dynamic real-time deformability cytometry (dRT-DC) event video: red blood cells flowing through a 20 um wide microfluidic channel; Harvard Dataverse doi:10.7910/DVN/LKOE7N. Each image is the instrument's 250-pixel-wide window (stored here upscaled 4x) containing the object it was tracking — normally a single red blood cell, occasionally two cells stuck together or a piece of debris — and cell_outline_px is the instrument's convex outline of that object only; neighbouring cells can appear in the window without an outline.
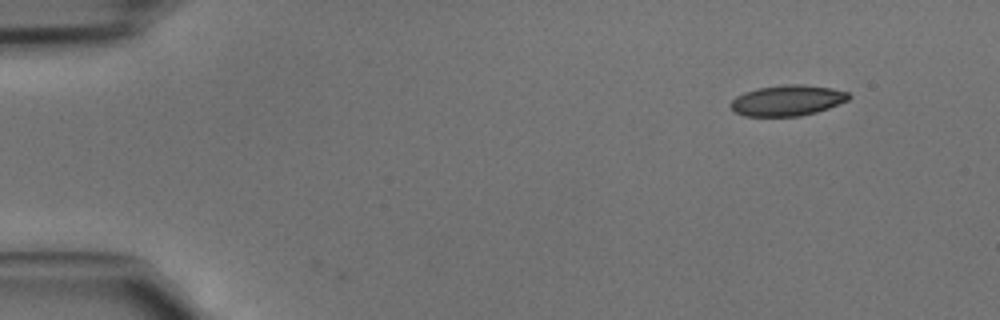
{"species": "common noctule bat (a hibernating species)", "species_latin": "Nyctalus noctula", "temperature_condition": "cold", "stored_images_in_passage": 42, "camera_frame_rate_fps": 3000, "um_per_image_px": 0.085, "animal": {"sex": "male", "body_mass_g": 15.6}, "frame": {"image": 1, "passage_image": 1, "time_ms": 0.0, "image_size_px": [1000, 320], "cell_outline_px": [[852, 96], [848, 100], [828, 108], [816, 112], [800, 116], [744, 116], [736, 112], [728, 104], [736, 96], [744, 92], [760, 88], [784, 84], [804, 84], [832, 88], [848, 92]], "centroid_in_image_um": [66.94, 8.53], "position_along_channel_um": 18.1, "area_um2": 21.15}}
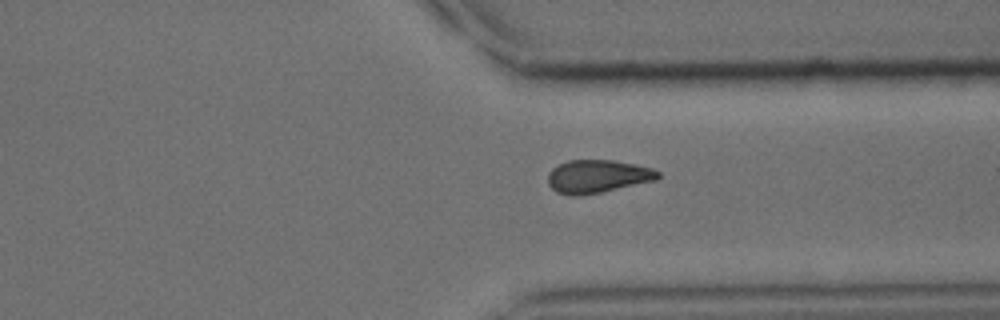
{"frame": {"image": 2, "passage_image": 31, "time_ms": 10.0, "image_size_px": [1000, 320], "cell_outline_px": [[660, 176], [656, 180], [600, 192], [580, 196], [572, 196], [556, 192], [548, 184], [548, 172], [552, 168], [568, 160], [612, 160], [652, 168], [660, 172]], "centroid_in_image_um": [50.76, 14.99], "position_along_channel_um": 360.6, "area_um2": 21.1}}
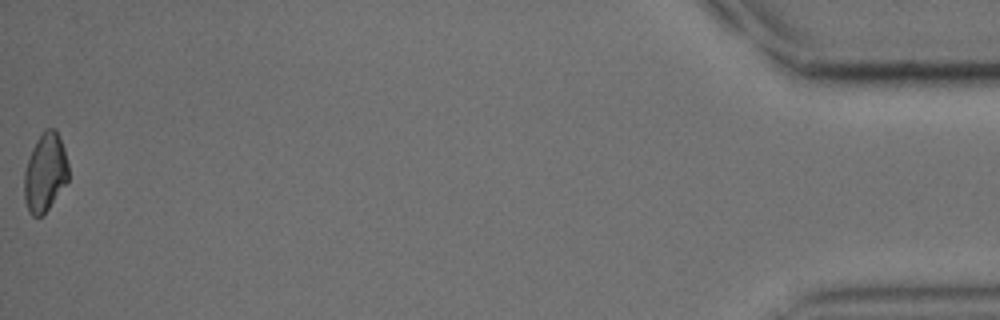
{"frame": {"image": 3, "passage_image": 42, "time_ms": 13.667, "image_size_px": [1000, 320], "cell_outline_px": [[68, 180], [48, 208], [40, 216], [32, 216], [28, 212], [24, 200], [24, 172], [32, 148], [36, 140], [44, 128], [56, 128], [64, 148], [68, 164]], "centroid_in_image_um": [3.82, 14.63], "position_along_channel_um": 431.4, "area_um2": 20.17}}